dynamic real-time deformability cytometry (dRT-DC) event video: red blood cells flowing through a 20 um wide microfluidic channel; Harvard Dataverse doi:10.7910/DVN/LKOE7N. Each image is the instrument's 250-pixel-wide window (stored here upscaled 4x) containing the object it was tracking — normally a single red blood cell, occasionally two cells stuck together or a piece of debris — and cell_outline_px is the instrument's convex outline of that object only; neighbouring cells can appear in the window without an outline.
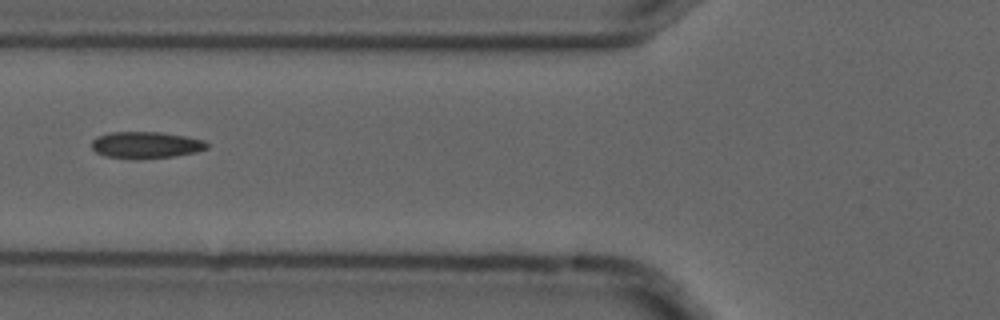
{"species": "common noctule bat (a hibernating species)", "species_latin": "Nyctalus noctula", "temperature_condition": "cold", "stored_images_in_passage": 5, "camera_frame_rate_fps": 3000, "um_per_image_px": 0.085, "animal": {"sex": "male", "forearm_length_mm": 52.5}, "frame": {"image": 1, "passage_image": 5, "time_ms": 1.333, "image_size_px": [1000, 320], "cell_outline_px": [[208, 148], [196, 152], [172, 156], [136, 160], [104, 156], [96, 152], [92, 148], [92, 140], [96, 136], [108, 132], [160, 132], [184, 136], [204, 140], [208, 144]], "centroid_in_image_um": [12.36, 12.33], "position_along_channel_um": 113.4, "area_um2": 18.09}}